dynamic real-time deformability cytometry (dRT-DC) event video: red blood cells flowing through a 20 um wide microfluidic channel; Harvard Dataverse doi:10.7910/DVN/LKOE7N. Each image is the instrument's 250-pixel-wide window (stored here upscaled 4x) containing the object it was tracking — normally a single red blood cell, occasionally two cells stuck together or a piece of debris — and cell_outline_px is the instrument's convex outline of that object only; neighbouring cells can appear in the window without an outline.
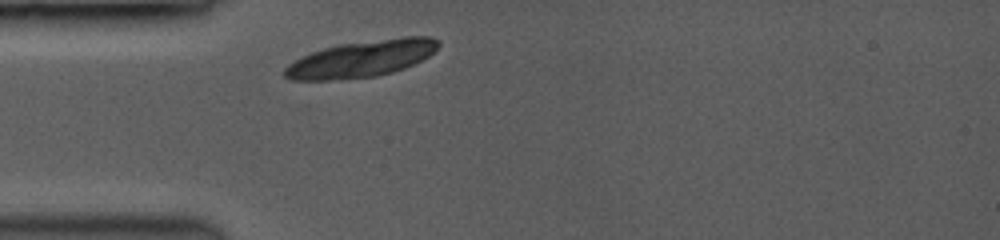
{"species": "common noctule bat (a hibernating species)", "species_latin": "Nyctalus noctula", "temperature_condition": "room temperature", "stored_images_in_passage": 34, "camera_frame_rate_fps": 3500, "um_per_image_px": 0.085, "animal": {"sex": "female", "body_mass_g": 19.0, "forearm_length_mm": 53.3}, "frame": {"image": 1, "passage_image": 1, "time_ms": 0.0, "image_size_px": [1000, 240], "cell_outline_px": [[440, 44], [428, 56], [404, 68], [392, 72], [376, 76], [328, 80], [292, 80], [284, 76], [284, 68], [288, 64], [312, 52], [324, 48], [340, 44], [404, 36], [432, 36], [440, 40]], "centroid_in_image_um": [30.74, 4.99], "position_along_channel_um": 54.3, "area_um2": 32.48}}
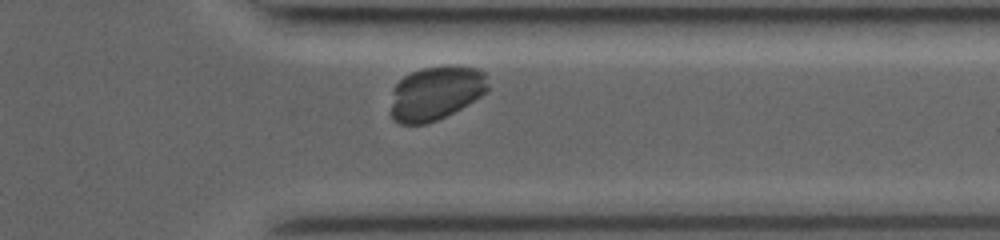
{"frame": {"image": 2, "passage_image": 30, "time_ms": 8.286, "image_size_px": [1000, 240], "cell_outline_px": [[488, 88], [480, 96], [468, 104], [436, 120], [424, 124], [400, 124], [392, 120], [392, 104], [396, 84], [404, 76], [412, 72], [424, 68], [452, 64], [476, 68], [484, 72]], "centroid_in_image_um": [37.05, 7.9], "position_along_channel_um": 374.4, "area_um2": 30.17}}
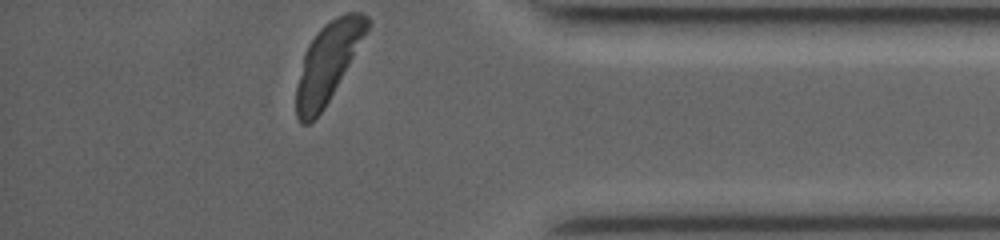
{"frame": {"image": 3, "passage_image": 34, "time_ms": 9.429, "image_size_px": [1000, 240], "cell_outline_px": [[368, 28], [324, 108], [308, 124], [300, 124], [296, 116], [296, 88], [304, 52], [308, 44], [320, 28], [332, 20], [348, 12], [360, 12], [368, 16]], "centroid_in_image_um": [27.81, 5.33], "position_along_channel_um": 407.4, "area_um2": 31.33}}